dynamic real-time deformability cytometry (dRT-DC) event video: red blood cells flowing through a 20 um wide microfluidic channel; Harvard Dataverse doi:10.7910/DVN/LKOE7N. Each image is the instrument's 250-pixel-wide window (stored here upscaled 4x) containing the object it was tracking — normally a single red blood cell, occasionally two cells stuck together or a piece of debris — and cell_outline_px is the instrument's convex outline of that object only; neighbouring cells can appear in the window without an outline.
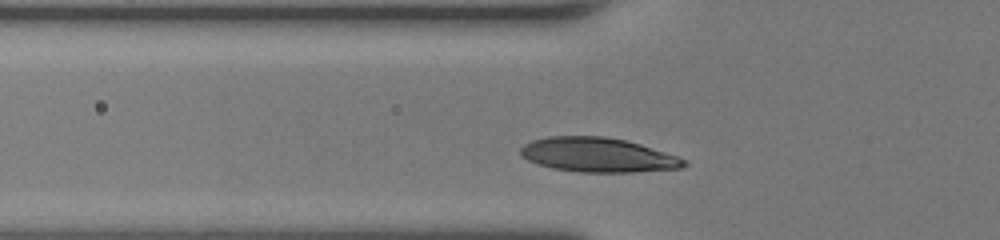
{"species": "human", "species_latin": "Homo sapiens", "temperature_condition": "room temperature", "stored_images_in_passage": 25, "camera_frame_rate_fps": 3000, "um_per_image_px": 0.085, "donor": {"sex": "female"}, "frame": {"image": 1, "passage_image": 2, "time_ms": 0.333, "image_size_px": [1000, 240], "cell_outline_px": [[688, 164], [684, 168], [632, 172], [580, 172], [552, 168], [528, 160], [520, 156], [520, 148], [524, 144], [532, 140], [548, 136], [604, 136], [624, 140], [640, 144], [688, 160]], "centroid_in_image_um": [50.82, 13.17], "position_along_channel_um": 75.0, "area_um2": 32.77}}
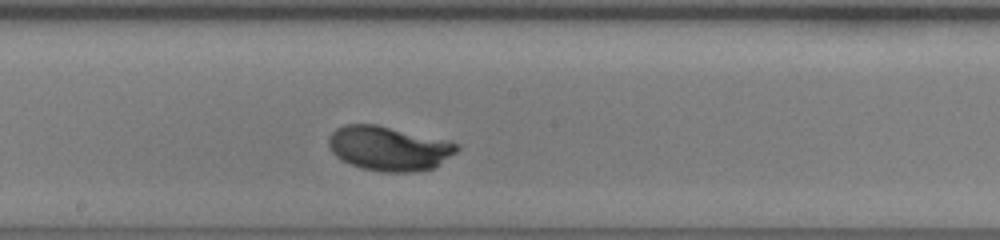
{"frame": {"image": 2, "passage_image": 12, "time_ms": 3.667, "image_size_px": [1000, 240], "cell_outline_px": [[460, 148], [456, 152], [432, 168], [416, 172], [380, 172], [360, 168], [340, 160], [332, 152], [328, 144], [328, 136], [336, 128], [344, 124], [376, 124], [448, 140], [460, 144]], "centroid_in_image_um": [33.03, 12.61], "position_along_channel_um": 215.2, "area_um2": 33.47}}
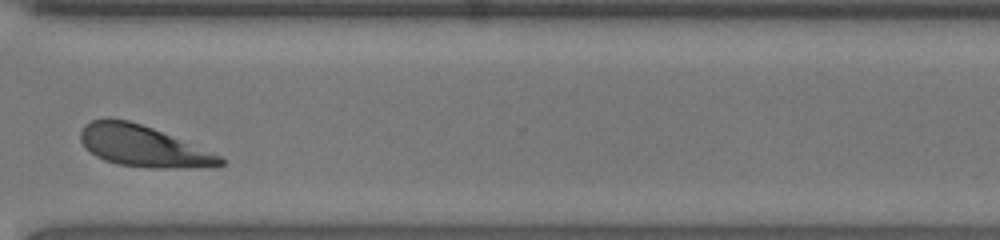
{"frame": {"image": 3, "passage_image": 22, "time_ms": 7.0, "image_size_px": [1000, 240], "cell_outline_px": [[224, 164], [180, 168], [148, 168], [116, 164], [104, 160], [96, 156], [84, 148], [80, 140], [80, 132], [84, 124], [92, 120], [108, 116], [128, 120], [152, 128], [220, 156], [224, 160]], "centroid_in_image_um": [12.02, 12.4], "position_along_channel_um": 358.6, "area_um2": 33.23}, "authors_computed_cell_mechanics": {"area_um2": 32.5414, "velocity_mm_per_s": 4.2435, "shape_relaxation_time_tau1_ms": 2.6009, "shape_relaxation_time_tau2_ms": null, "deformation_change_tau1": 0.1795, "deformation_change_tau2": null}}